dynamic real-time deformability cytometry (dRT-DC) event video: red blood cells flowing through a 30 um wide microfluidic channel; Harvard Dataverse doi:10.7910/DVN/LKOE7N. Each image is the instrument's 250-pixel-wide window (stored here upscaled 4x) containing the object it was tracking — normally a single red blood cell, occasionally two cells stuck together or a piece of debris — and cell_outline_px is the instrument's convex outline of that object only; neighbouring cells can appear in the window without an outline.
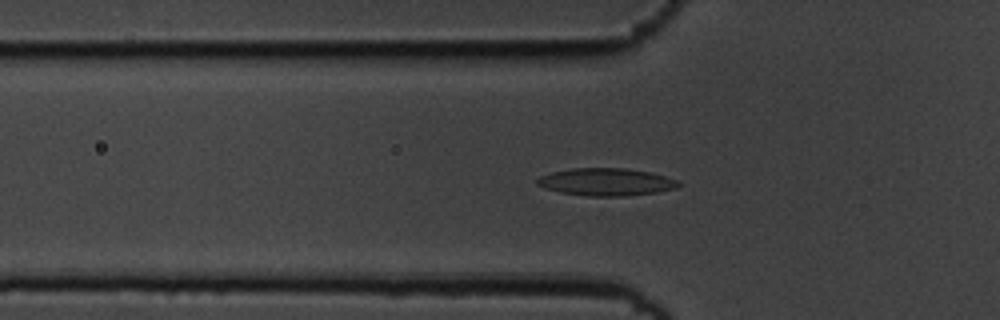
{"species": "common noctule bat (a hibernating species)", "species_latin": "Nyctalus noctula", "temperature_condition": "cold", "stored_images_in_passage": 52, "camera_frame_rate_fps": 3000, "um_per_image_px": 0.085, "animal": {"sex": "male", "body_mass_g": 19.5, "forearm_length_mm": 54.6}, "frame": {"image": 1, "passage_image": 17, "time_ms": 5.333, "image_size_px": [1000, 320], "cell_outline_px": [[680, 184], [676, 188], [656, 192], [624, 196], [588, 196], [560, 192], [544, 188], [536, 184], [536, 180], [540, 176], [552, 172], [572, 168], [624, 168], [652, 172], [680, 180]], "centroid_in_image_um": [51.53, 15.46], "position_along_channel_um": 74.3, "area_um2": 22.72}}
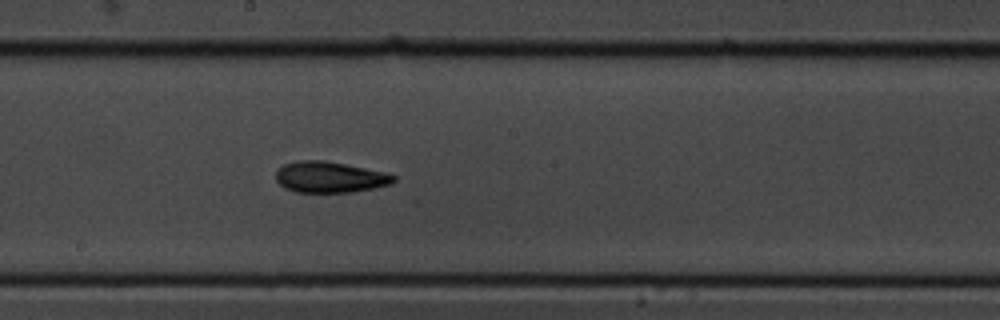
{"frame": {"image": 2, "passage_image": 29, "time_ms": 9.333, "image_size_px": [1000, 320], "cell_outline_px": [[396, 180], [392, 184], [376, 188], [352, 192], [296, 192], [284, 188], [276, 180], [276, 172], [284, 164], [300, 160], [324, 160], [384, 172], [396, 176]], "centroid_in_image_um": [28.04, 15.06], "position_along_channel_um": 220.2, "area_um2": 21.27}}
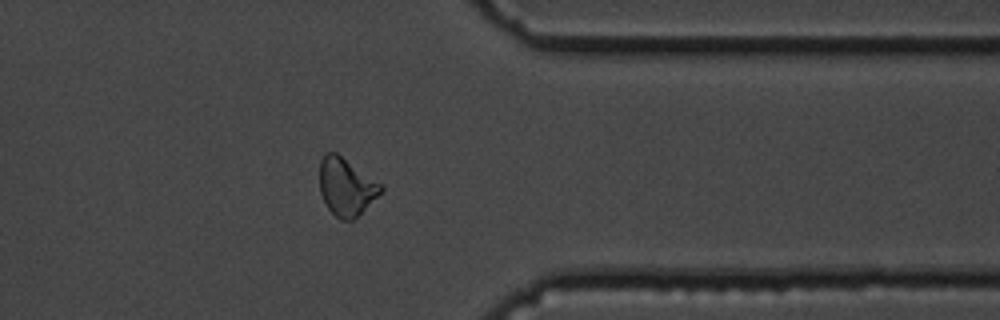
{"frame": {"image": 3, "passage_image": 43, "time_ms": 14.0, "image_size_px": [1000, 320], "cell_outline_px": [[384, 188], [352, 220], [340, 220], [328, 208], [320, 192], [320, 160], [328, 152], [336, 152], [384, 184]], "centroid_in_image_um": [29.43, 15.84], "position_along_channel_um": 382.0, "area_um2": 20.29}}